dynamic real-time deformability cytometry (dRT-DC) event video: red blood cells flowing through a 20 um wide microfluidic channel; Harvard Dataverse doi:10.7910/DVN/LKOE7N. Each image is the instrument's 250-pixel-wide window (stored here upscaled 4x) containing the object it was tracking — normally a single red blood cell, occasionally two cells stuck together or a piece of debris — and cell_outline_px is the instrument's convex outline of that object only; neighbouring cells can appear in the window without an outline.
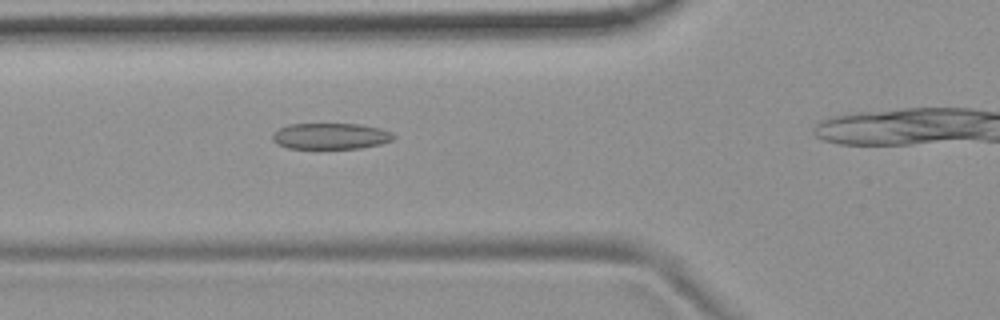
{"species": "common noctule bat (a hibernating species)", "species_latin": "Nyctalus noctula", "temperature_condition": "room temperature", "stored_images_in_passage": 20, "camera_frame_rate_fps": 3000, "um_per_image_px": 0.085, "animal": {"sex": "female", "body_mass_g": 19.9}, "frame": {"image": 1, "passage_image": 6, "time_ms": 1.667, "image_size_px": [1000, 320], "cell_outline_px": [[396, 136], [392, 140], [380, 144], [360, 148], [288, 148], [276, 144], [272, 140], [272, 136], [280, 128], [288, 124], [360, 124], [380, 128], [392, 132]], "centroid_in_image_um": [28.12, 11.57], "position_along_channel_um": 97.7, "area_um2": 18.38}}
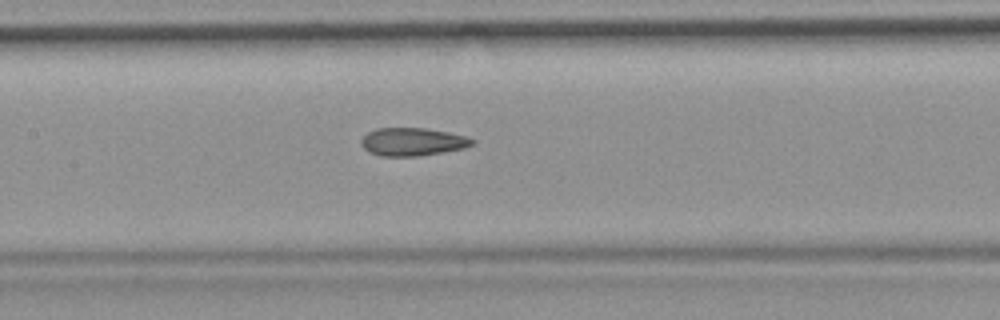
{"frame": {"image": 2, "passage_image": 12, "time_ms": 3.667, "image_size_px": [1000, 320], "cell_outline_px": [[476, 144], [464, 148], [420, 156], [380, 156], [368, 152], [360, 144], [360, 140], [368, 132], [376, 128], [424, 128], [448, 132], [464, 136], [476, 140]], "centroid_in_image_um": [35.06, 12.06], "position_along_channel_um": 172.3, "area_um2": 18.21}}
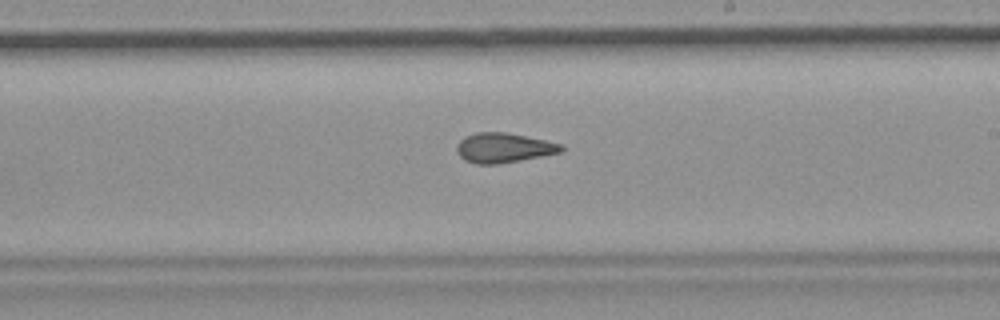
{"frame": {"image": 3, "passage_image": 18, "time_ms": 5.667, "image_size_px": [1000, 320], "cell_outline_px": [[564, 148], [560, 152], [520, 160], [496, 164], [476, 164], [464, 160], [456, 152], [456, 144], [464, 136], [476, 132], [504, 132], [564, 144]], "centroid_in_image_um": [42.76, 12.56], "position_along_channel_um": 246.2, "area_um2": 18.03}}